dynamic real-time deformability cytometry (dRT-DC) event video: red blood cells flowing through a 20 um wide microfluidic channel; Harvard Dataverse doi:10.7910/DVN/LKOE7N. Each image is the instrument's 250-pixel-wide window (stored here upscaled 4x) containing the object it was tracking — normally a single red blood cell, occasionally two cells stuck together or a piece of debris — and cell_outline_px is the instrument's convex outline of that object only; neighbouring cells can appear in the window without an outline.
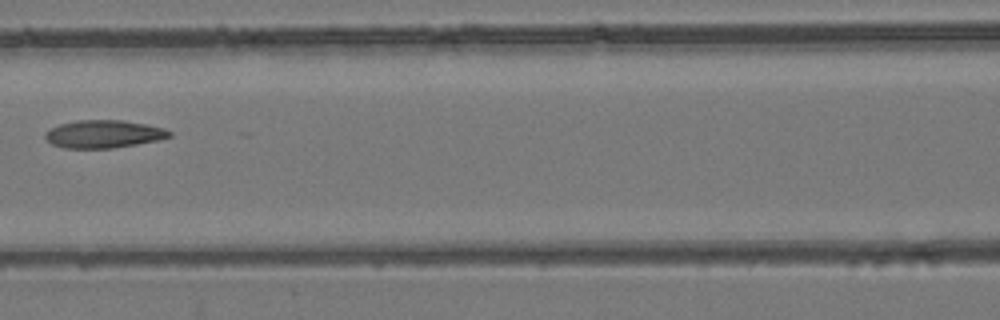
{"species": "common noctule bat (a hibernating species)", "species_latin": "Nyctalus noctula", "temperature_condition": "room temperature", "stored_images_in_passage": 8, "camera_frame_rate_fps": 3000, "um_per_image_px": 0.085, "animal": {"sex": "female", "body_mass_g": 24.6, "forearm_length_mm": 56.2}, "frame": {"image": 1, "passage_image": 7, "time_ms": 8.0, "image_size_px": [1000, 320], "cell_outline_px": [[172, 136], [160, 140], [112, 148], [64, 148], [52, 144], [44, 136], [44, 132], [60, 124], [76, 120], [124, 120], [164, 128], [172, 132]], "centroid_in_image_um": [8.82, 11.39], "position_along_channel_um": 157.8, "area_um2": 20.11}}
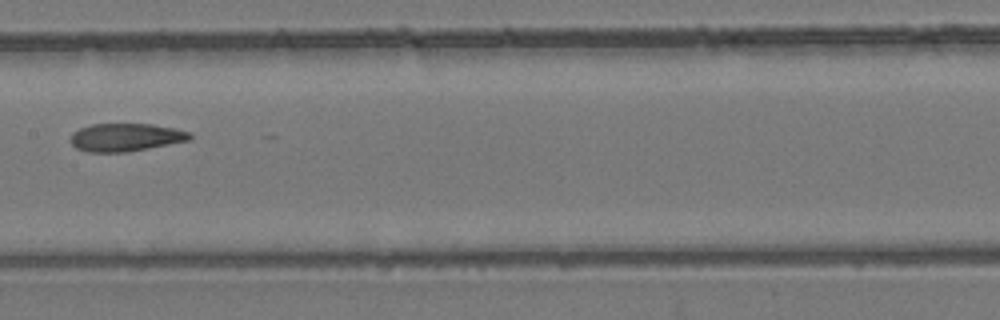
{"frame": {"image": 2, "passage_image": 8, "time_ms": 9.0, "image_size_px": [1000, 320], "cell_outline_px": [[192, 140], [148, 148], [124, 152], [88, 152], [76, 148], [68, 140], [72, 132], [80, 128], [92, 124], [152, 124], [176, 128], [188, 132], [192, 136]], "centroid_in_image_um": [10.66, 11.67], "position_along_channel_um": 196.7, "area_um2": 19.54}}